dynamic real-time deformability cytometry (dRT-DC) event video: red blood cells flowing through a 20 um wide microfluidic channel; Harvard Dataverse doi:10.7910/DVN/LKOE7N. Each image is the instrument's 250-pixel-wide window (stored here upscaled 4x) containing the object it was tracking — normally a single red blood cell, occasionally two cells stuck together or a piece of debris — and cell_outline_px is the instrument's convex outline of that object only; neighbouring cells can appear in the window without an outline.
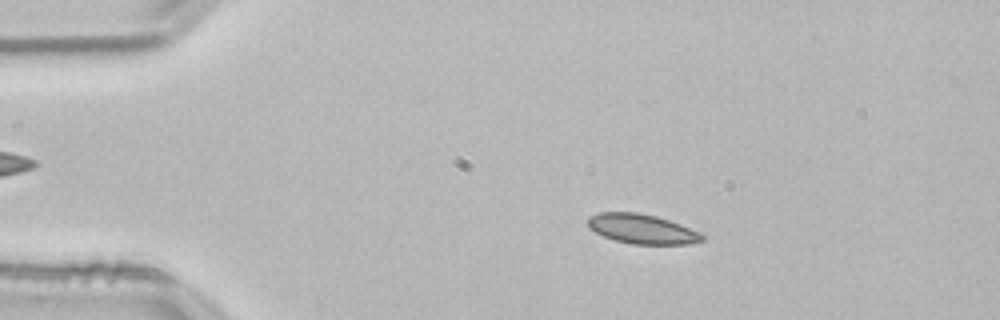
{"species": "common noctule bat (a hibernating species)", "species_latin": "Nyctalus noctula", "temperature_condition": "room temperature", "stored_images_in_passage": 52, "camera_frame_rate_fps": 3000, "um_per_image_px": 0.085, "animal": {"sex": "male", "body_mass_g": 21.5, "forearm_length_mm": 52.0}, "frame": {"image": 1, "passage_image": 9, "time_ms": 2.667, "image_size_px": [1000, 320], "cell_outline_px": [[704, 240], [688, 244], [632, 244], [616, 240], [604, 236], [588, 228], [588, 216], [600, 212], [636, 212], [656, 216], [680, 224], [700, 232], [704, 236]], "centroid_in_image_um": [54.56, 19.45], "position_along_channel_um": 30.4, "area_um2": 19.65}}
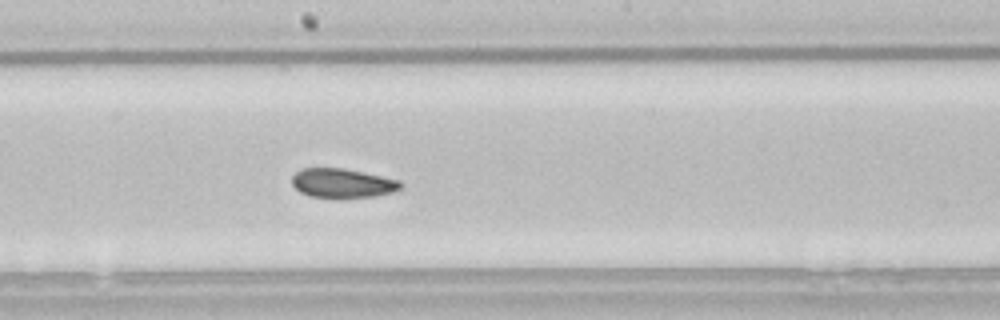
{"frame": {"image": 2, "passage_image": 28, "time_ms": 9.0, "image_size_px": [1000, 320], "cell_outline_px": [[404, 184], [400, 188], [392, 192], [372, 196], [336, 200], [312, 196], [300, 192], [292, 184], [292, 176], [300, 168], [344, 168], [364, 172], [400, 180]], "centroid_in_image_um": [29.1, 15.59], "position_along_channel_um": 219.1, "area_um2": 18.96}}
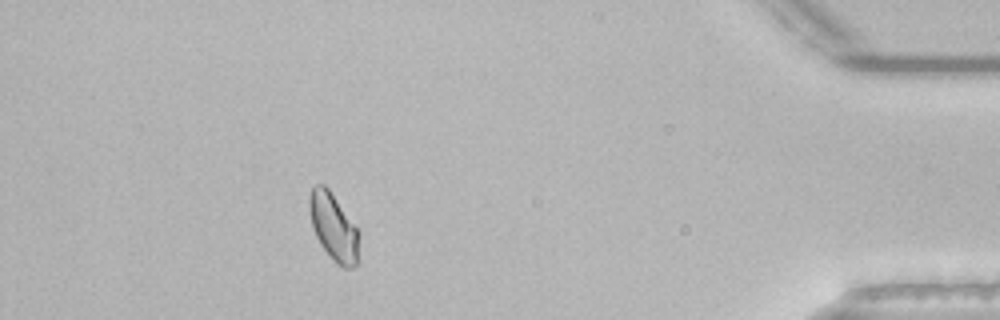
{"frame": {"image": 3, "passage_image": 47, "time_ms": 15.333, "image_size_px": [1000, 320], "cell_outline_px": [[356, 264], [352, 268], [344, 268], [336, 264], [332, 260], [320, 244], [312, 228], [308, 208], [308, 200], [312, 188], [316, 184], [324, 184], [328, 188], [356, 228]], "centroid_in_image_um": [28.26, 19.28], "position_along_channel_um": 406.9, "area_um2": 18.84}, "authors_computed_cell_mechanics": {"area_um2": 19.4497, "velocity_mm_per_s": 3.8092, "shape_relaxation_time_tau1_ms": null, "shape_relaxation_time_tau2_ms": 1.6625, "deformation_change_tau1": null, "deformation_change_tau2": 0.0537}}